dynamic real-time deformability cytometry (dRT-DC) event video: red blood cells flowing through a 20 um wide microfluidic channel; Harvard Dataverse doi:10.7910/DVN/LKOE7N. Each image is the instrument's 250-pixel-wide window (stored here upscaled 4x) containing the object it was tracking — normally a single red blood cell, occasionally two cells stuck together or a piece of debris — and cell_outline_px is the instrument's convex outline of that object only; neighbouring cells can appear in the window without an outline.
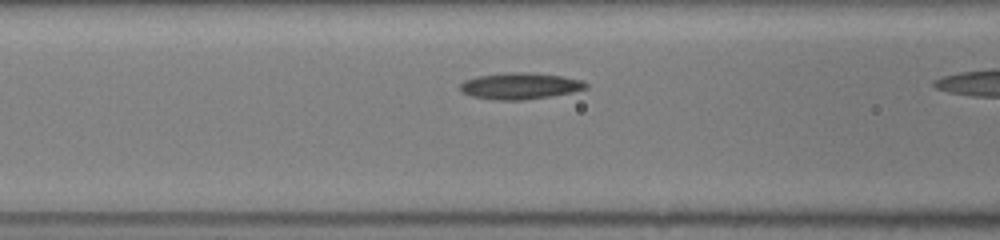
{"species": "common noctule bat (a hibernating species)", "species_latin": "Nyctalus noctula", "temperature_condition": "room temperature", "stored_images_in_passage": 12, "camera_frame_rate_fps": 3000, "um_per_image_px": 0.085, "animal": {"sex": "female", "body_mass_g": 19.5, "forearm_length_mm": 54.1}, "frame": {"image": 1, "passage_image": 6, "time_ms": 1.667, "image_size_px": [1000, 240], "cell_outline_px": [[588, 88], [572, 92], [552, 96], [524, 100], [496, 100], [472, 96], [460, 92], [460, 84], [464, 80], [476, 76], [512, 72], [528, 72], [564, 76], [580, 80], [588, 84]], "centroid_in_image_um": [44.19, 7.31], "position_along_channel_um": 122.4, "area_um2": 19.48}}
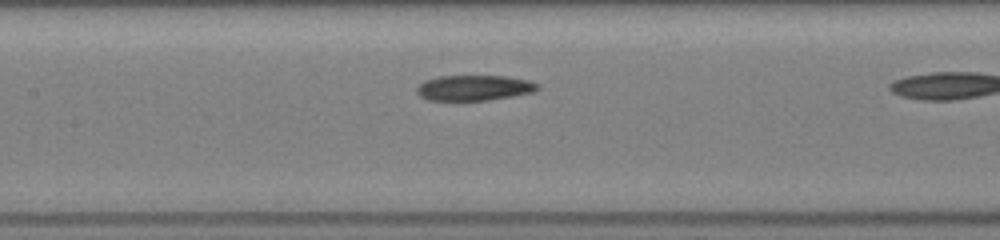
{"frame": {"image": 2, "passage_image": 9, "time_ms": 2.667, "image_size_px": [1000, 240], "cell_outline_px": [[540, 88], [532, 92], [512, 96], [488, 100], [428, 100], [420, 96], [416, 92], [416, 88], [424, 80], [440, 76], [508, 76], [528, 80], [540, 84]], "centroid_in_image_um": [40.3, 7.46], "position_along_channel_um": 167.1, "area_um2": 17.92}}